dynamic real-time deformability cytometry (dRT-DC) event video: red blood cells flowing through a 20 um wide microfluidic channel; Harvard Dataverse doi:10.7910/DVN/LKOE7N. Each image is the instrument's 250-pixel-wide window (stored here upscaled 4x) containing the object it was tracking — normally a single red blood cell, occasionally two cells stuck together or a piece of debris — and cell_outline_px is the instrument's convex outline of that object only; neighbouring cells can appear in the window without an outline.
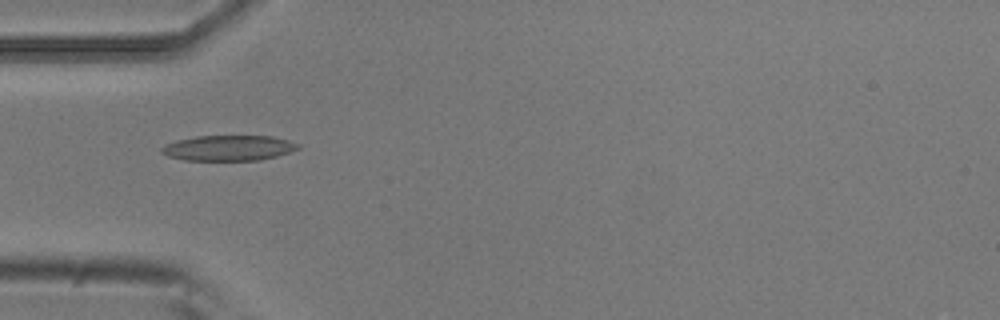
{"species": "common noctule bat (a hibernating species)", "species_latin": "Nyctalus noctula", "temperature_condition": "room temperature", "stored_images_in_passage": 7, "camera_frame_rate_fps": 3000, "um_per_image_px": 0.085, "animal": {"sex": "male", "body_mass_g": 20.5, "forearm_length_mm": 52.5}, "frame": {"image": 1, "passage_image": 4, "time_ms": 1.0, "image_size_px": [1000, 320], "cell_outline_px": [[300, 148], [276, 156], [260, 160], [184, 160], [168, 156], [160, 152], [160, 148], [164, 144], [176, 140], [196, 136], [272, 136], [288, 140], [300, 144]], "centroid_in_image_um": [19.39, 12.57], "position_along_channel_um": 65.6, "area_um2": 20.23}}
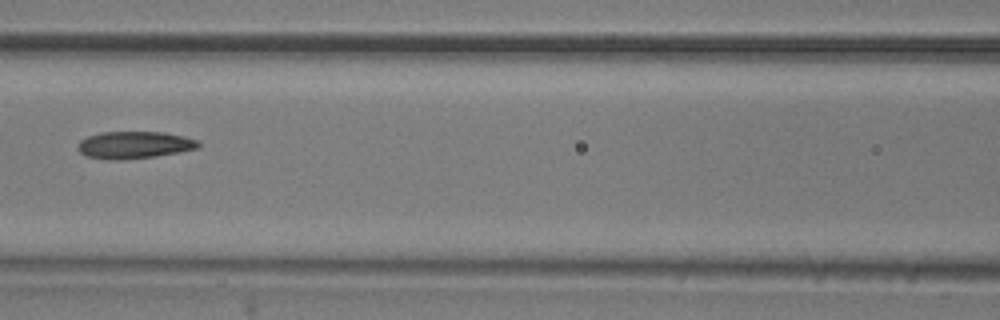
{"frame": {"image": 2, "passage_image": 6, "time_ms": 1.667, "image_size_px": [1000, 320], "cell_outline_px": [[200, 148], [156, 156], [120, 160], [112, 160], [88, 156], [80, 152], [76, 148], [80, 140], [88, 136], [100, 132], [164, 132], [184, 136], [200, 140]], "centroid_in_image_um": [11.44, 12.31], "position_along_channel_um": 155.2, "area_um2": 19.19}}
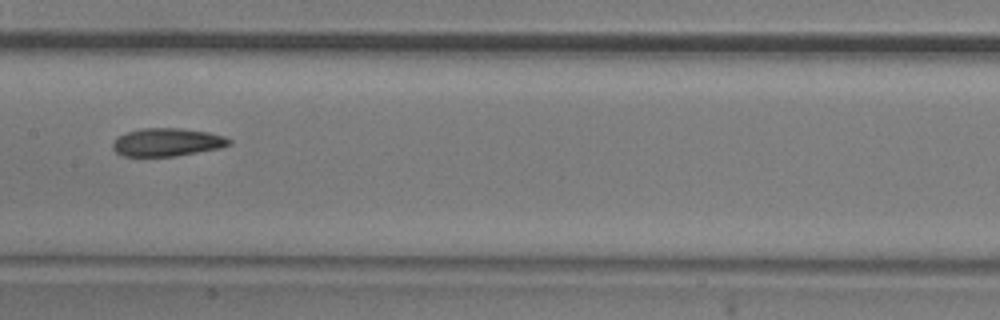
{"frame": {"image": 3, "passage_image": 7, "time_ms": 2.0, "image_size_px": [1000, 320], "cell_outline_px": [[232, 144], [220, 148], [176, 156], [124, 156], [116, 152], [112, 148], [112, 144], [116, 136], [140, 128], [180, 128], [208, 132], [224, 136], [232, 140]], "centroid_in_image_um": [14.2, 12.08], "position_along_channel_um": 193.2, "area_um2": 19.13}}